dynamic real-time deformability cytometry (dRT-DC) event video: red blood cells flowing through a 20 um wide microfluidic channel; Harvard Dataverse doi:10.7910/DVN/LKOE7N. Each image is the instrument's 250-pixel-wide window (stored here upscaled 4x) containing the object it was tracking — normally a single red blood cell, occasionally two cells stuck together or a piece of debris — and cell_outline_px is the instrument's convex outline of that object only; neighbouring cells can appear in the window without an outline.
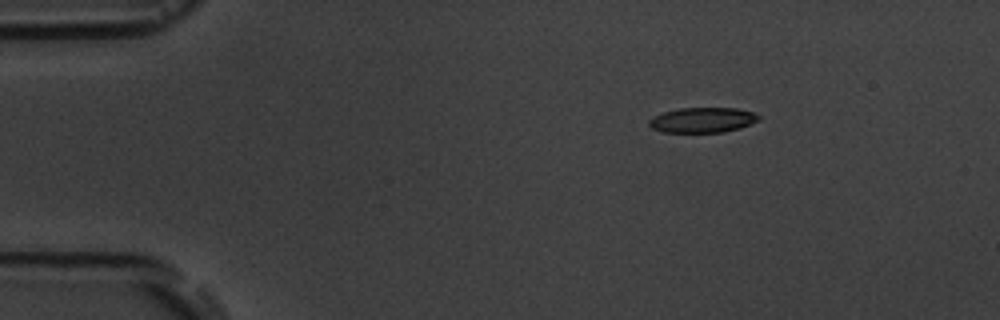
{"species": "common noctule bat (a hibernating species)", "species_latin": "Nyctalus noctula", "temperature_condition": "room temperature", "stored_images_in_passage": 4, "camera_frame_rate_fps": 3000, "um_per_image_px": 0.085, "animal": {"sex": "male", "body_mass_g": 19.5, "forearm_length_mm": 54.6}, "frame": {"image": 1, "passage_image": 1, "time_ms": 0.0, "image_size_px": [1000, 320], "cell_outline_px": [[760, 120], [740, 128], [724, 132], [664, 132], [652, 128], [648, 124], [648, 120], [652, 116], [664, 112], [680, 108], [736, 108], [752, 112], [760, 116]], "centroid_in_image_um": [59.71, 10.2], "position_along_channel_um": 25.3, "area_um2": 16.07}}